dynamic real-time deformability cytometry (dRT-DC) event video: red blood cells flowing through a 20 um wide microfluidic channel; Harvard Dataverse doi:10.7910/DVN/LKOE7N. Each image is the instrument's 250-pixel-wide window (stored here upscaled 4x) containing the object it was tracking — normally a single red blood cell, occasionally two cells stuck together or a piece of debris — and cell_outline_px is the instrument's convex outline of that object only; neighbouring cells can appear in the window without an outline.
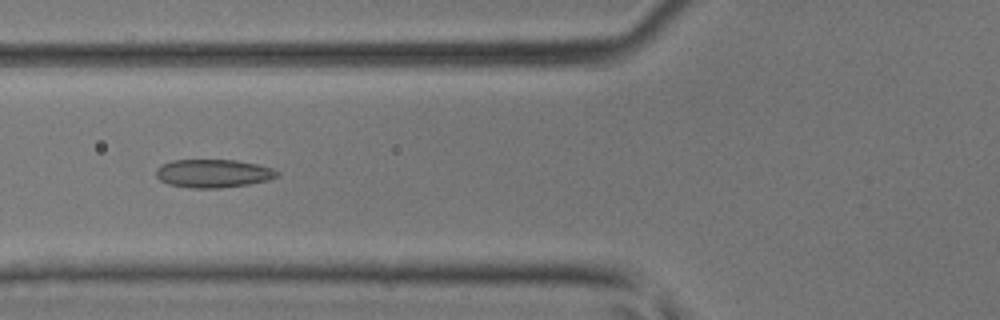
{"species": "common noctule bat (a hibernating species)", "species_latin": "Nyctalus noctula", "temperature_condition": "room temperature", "stored_images_in_passage": 35, "camera_frame_rate_fps": 3000, "um_per_image_px": 0.085, "animal": {"sex": "male", "body_mass_g": 17.9, "forearm_length_mm": 54.2}, "frame": {"image": 1, "passage_image": 6, "time_ms": 1.667, "image_size_px": [1000, 320], "cell_outline_px": [[280, 176], [268, 180], [248, 184], [220, 188], [192, 188], [168, 184], [160, 180], [156, 176], [156, 168], [160, 164], [172, 160], [236, 160], [256, 164], [272, 168], [280, 172]], "centroid_in_image_um": [18.12, 14.74], "position_along_channel_um": 107.7, "area_um2": 20.06}}
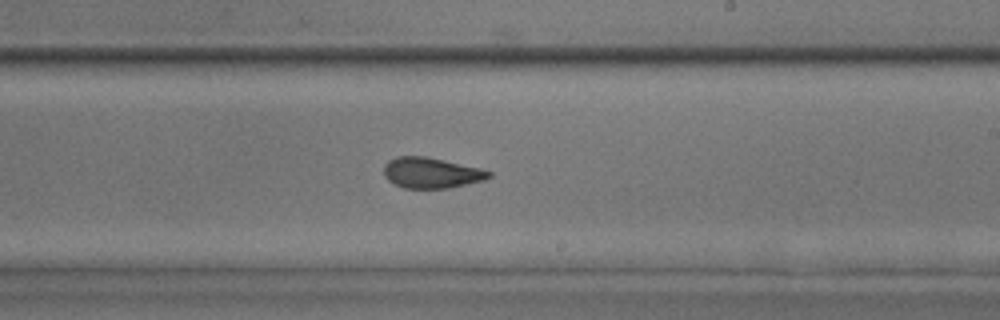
{"frame": {"image": 2, "passage_image": 16, "time_ms": 5.0, "image_size_px": [1000, 320], "cell_outline_px": [[492, 176], [484, 180], [448, 188], [404, 188], [388, 180], [384, 176], [384, 164], [388, 160], [396, 156], [428, 156], [480, 168], [492, 172]], "centroid_in_image_um": [36.65, 14.68], "position_along_channel_um": 252.3, "area_um2": 18.84}}
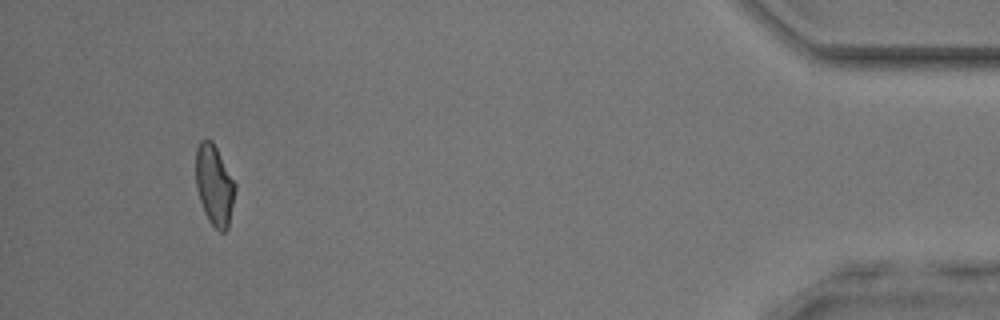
{"frame": {"image": 3, "passage_image": 32, "time_ms": 10.333, "image_size_px": [1000, 320], "cell_outline_px": [[236, 188], [228, 228], [224, 232], [220, 232], [208, 220], [204, 212], [196, 188], [196, 148], [200, 140], [212, 140], [236, 184]], "centroid_in_image_um": [18.22, 15.74], "position_along_channel_um": 417.0, "area_um2": 18.38}}